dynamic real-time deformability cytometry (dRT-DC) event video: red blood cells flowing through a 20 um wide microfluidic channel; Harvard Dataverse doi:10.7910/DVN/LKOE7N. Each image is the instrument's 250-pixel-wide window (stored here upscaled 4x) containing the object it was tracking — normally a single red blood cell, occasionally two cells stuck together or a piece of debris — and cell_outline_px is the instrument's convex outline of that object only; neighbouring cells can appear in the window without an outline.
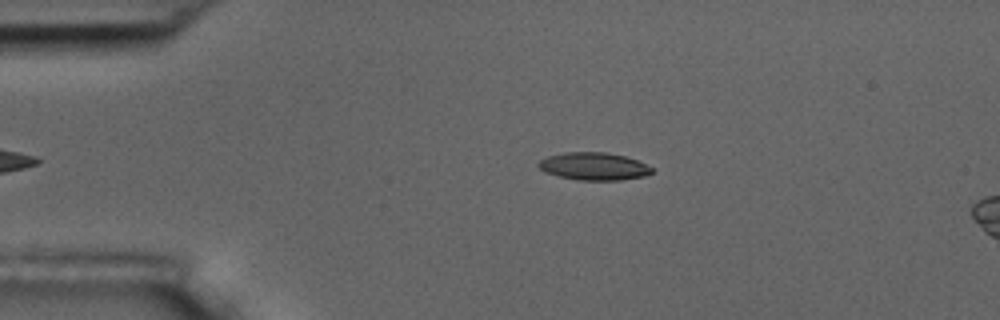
{"species": "common noctule bat (a hibernating species)", "species_latin": "Nyctalus noctula", "temperature_condition": "room temperature", "stored_images_in_passage": 5, "segment_of_instrument_passage": [1, 2], "camera_frame_rate_fps": 3000, "um_per_image_px": 0.085, "animal": {"sex": "male", "body_mass_g": 17.5, "forearm_length_mm": 52.3}, "frame": {"image": 1, "passage_image": 3, "time_ms": 2.0, "image_size_px": [1000, 320], "cell_outline_px": [[652, 172], [644, 176], [620, 180], [576, 180], [544, 172], [536, 164], [540, 160], [548, 156], [564, 152], [608, 152], [624, 156], [636, 160], [652, 168]], "centroid_in_image_um": [50.44, 14.13], "position_along_channel_um": 34.6, "area_um2": 18.15}}